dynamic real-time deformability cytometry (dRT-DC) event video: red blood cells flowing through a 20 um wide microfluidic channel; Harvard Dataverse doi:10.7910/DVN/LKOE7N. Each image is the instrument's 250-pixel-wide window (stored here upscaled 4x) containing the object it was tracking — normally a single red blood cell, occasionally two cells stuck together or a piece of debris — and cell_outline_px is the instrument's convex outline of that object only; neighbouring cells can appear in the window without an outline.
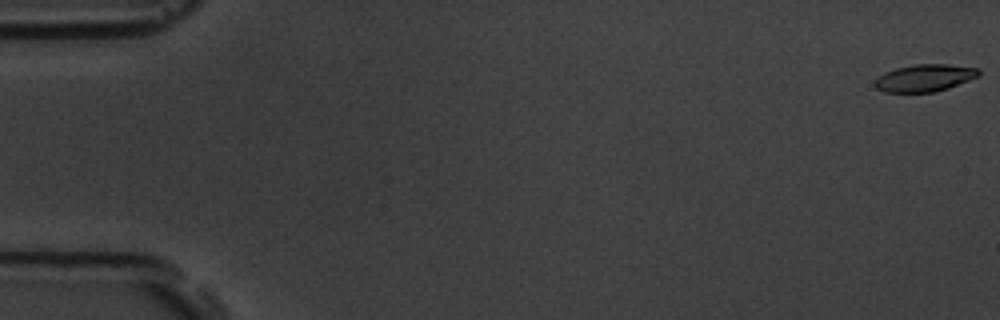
{"species": "common noctule bat (a hibernating species)", "species_latin": "Nyctalus noctula", "temperature_condition": "room temperature", "stored_images_in_passage": 55, "camera_frame_rate_fps": 3000, "um_per_image_px": 0.085, "animal": {"sex": "male", "body_mass_g": 19.5, "forearm_length_mm": 54.6}, "frame": {"image": 1, "passage_image": 1, "time_ms": 0.0, "image_size_px": [1000, 320], "cell_outline_px": [[980, 76], [948, 88], [932, 92], [884, 92], [876, 88], [876, 80], [884, 72], [896, 68], [916, 64], [944, 64], [980, 68]], "centroid_in_image_um": [78.63, 6.62], "position_along_channel_um": 6.4, "area_um2": 16.36}}
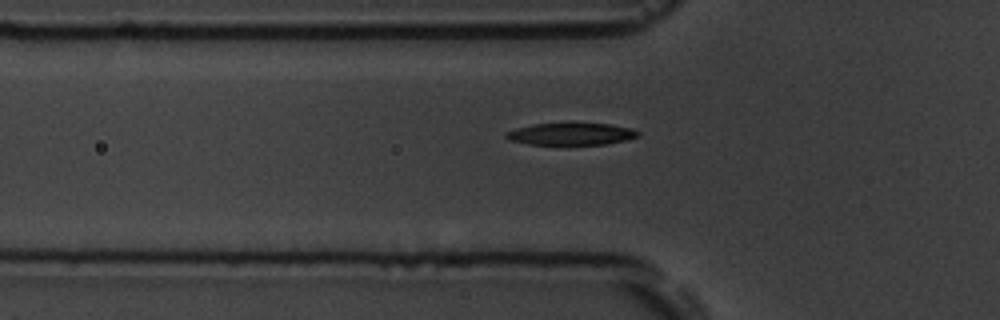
{"frame": {"image": 2, "passage_image": 19, "time_ms": 6.0, "image_size_px": [1000, 320], "cell_outline_px": [[640, 136], [628, 140], [604, 144], [528, 144], [508, 140], [504, 136], [504, 132], [516, 128], [532, 124], [572, 120], [608, 124], [632, 128], [640, 132]], "centroid_in_image_um": [48.53, 11.33], "position_along_channel_um": 77.3, "area_um2": 17.98}}
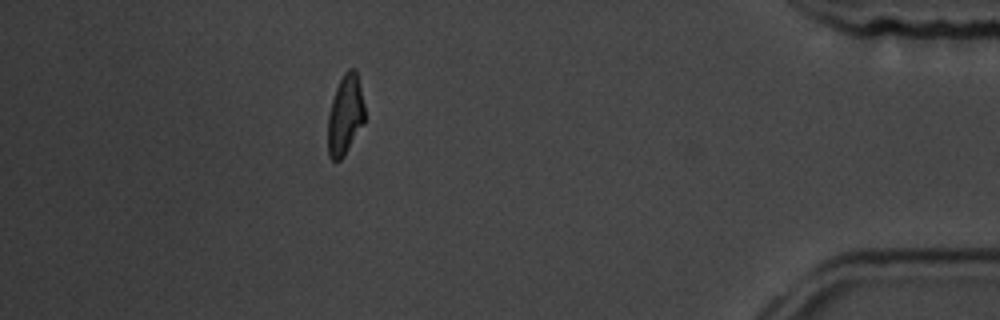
{"frame": {"image": 3, "passage_image": 49, "time_ms": 16.0, "image_size_px": [1000, 320], "cell_outline_px": [[364, 124], [344, 156], [340, 160], [332, 160], [328, 156], [328, 116], [332, 100], [336, 88], [344, 72], [348, 68], [356, 68], [364, 104]], "centroid_in_image_um": [29.35, 9.77], "position_along_channel_um": 405.9, "area_um2": 17.22}, "authors_computed_cell_mechanics": {"area_um2": 17.7446, "velocity_mm_per_s": 3.7737, "shape_relaxation_time_tau1_ms": 2.7524, "shape_relaxation_time_tau2_ms": 3.5141, "deformation_change_tau1": 0.1568, "deformation_change_tau2": 0.0917}}